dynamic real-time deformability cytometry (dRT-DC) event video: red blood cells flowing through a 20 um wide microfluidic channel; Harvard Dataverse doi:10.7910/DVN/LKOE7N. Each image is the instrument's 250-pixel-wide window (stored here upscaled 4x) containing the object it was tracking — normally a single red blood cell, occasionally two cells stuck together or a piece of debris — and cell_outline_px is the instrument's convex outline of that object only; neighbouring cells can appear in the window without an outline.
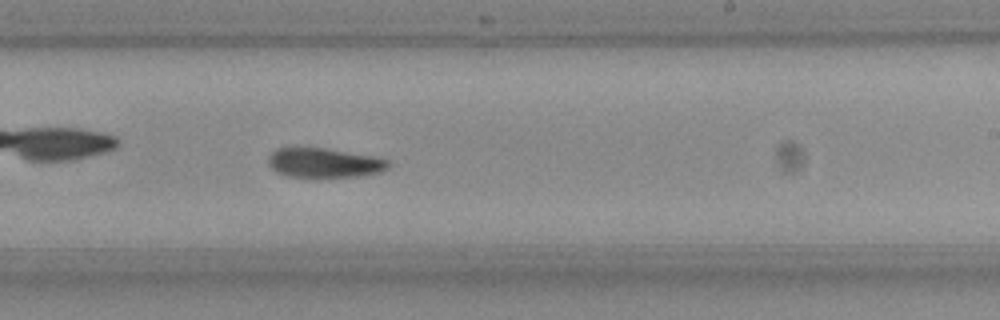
{"species": "Egyptian fruit bat (a non-hibernating species)", "species_latin": "Rousettus aegyptiacus", "temperature_condition": "room temperature", "stored_images_in_passage": 53, "camera_frame_rate_fps": 3000, "um_per_image_px": 0.085, "frame": {"image": 1, "passage_image": 31, "time_ms": 10.0, "image_size_px": [1000, 320], "cell_outline_px": [[392, 164], [388, 168], [380, 172], [360, 176], [288, 176], [276, 172], [268, 164], [268, 156], [276, 148], [324, 148], [376, 156], [388, 160]], "centroid_in_image_um": [27.59, 13.83], "position_along_channel_um": 261.4, "area_um2": 20.52}, "authors_computed_cell_mechanics": {"area_um2": 21.2126, "velocity_mm_per_s": 3.7957, "shape_relaxation_time_tau1_ms": 5.0945, "shape_relaxation_time_tau2_ms": 4.8105, "deformation_change_tau1": 0.1834, "deformation_change_tau2": 0.104}}